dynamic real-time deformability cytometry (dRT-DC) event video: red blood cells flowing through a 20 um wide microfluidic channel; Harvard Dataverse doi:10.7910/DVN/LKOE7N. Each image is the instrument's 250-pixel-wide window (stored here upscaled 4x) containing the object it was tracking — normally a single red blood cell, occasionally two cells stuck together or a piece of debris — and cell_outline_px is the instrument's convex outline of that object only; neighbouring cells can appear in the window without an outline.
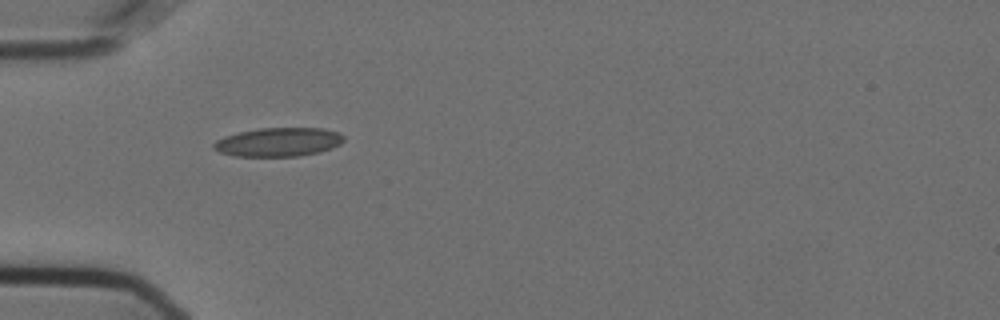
{"species": "Egyptian fruit bat (a non-hibernating species)", "species_latin": "Rousettus aegyptiacus", "temperature_condition": "cold", "stored_images_in_passage": 39, "camera_frame_rate_fps": 3000, "um_per_image_px": 0.085, "animal": {"sex": "female"}, "frame": {"image": 1, "passage_image": 1, "time_ms": 0.0, "image_size_px": [1000, 320], "cell_outline_px": [[344, 140], [340, 144], [332, 148], [320, 152], [300, 156], [232, 156], [220, 152], [212, 148], [212, 144], [216, 140], [224, 136], [240, 132], [260, 128], [324, 128], [336, 132], [344, 136]], "centroid_in_image_um": [23.65, 12.08], "position_along_channel_um": 61.3, "area_um2": 21.91}}
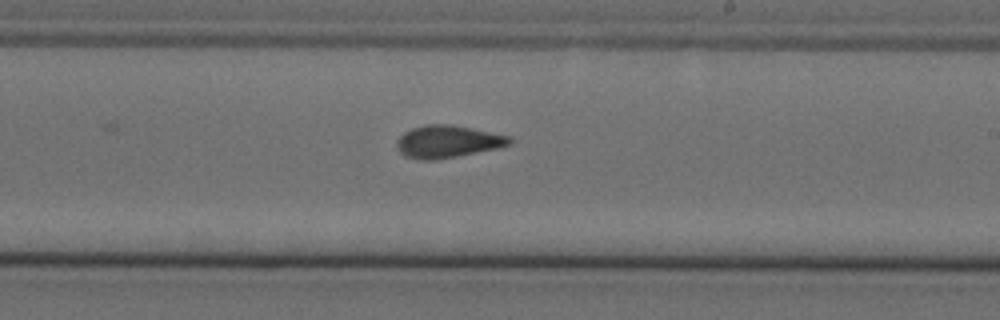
{"frame": {"image": 2, "passage_image": 17, "time_ms": 5.333, "image_size_px": [1000, 320], "cell_outline_px": [[512, 140], [508, 144], [496, 148], [456, 156], [432, 160], [420, 160], [408, 156], [400, 152], [396, 148], [396, 140], [404, 132], [412, 128], [424, 124], [452, 124], [512, 136]], "centroid_in_image_um": [38.02, 12.01], "position_along_channel_um": 251.0, "area_um2": 21.15}}
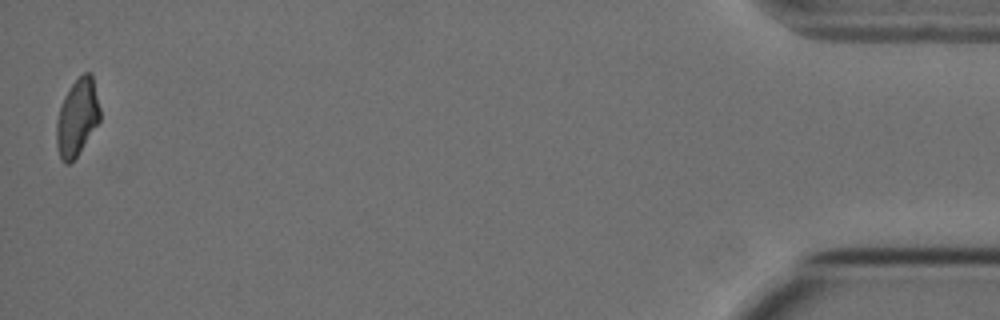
{"frame": {"image": 3, "passage_image": 39, "time_ms": 12.667, "image_size_px": [1000, 320], "cell_outline_px": [[100, 120], [76, 156], [68, 164], [64, 164], [60, 160], [56, 144], [56, 120], [64, 96], [72, 84], [84, 72], [92, 72], [100, 108]], "centroid_in_image_um": [6.55, 9.97], "position_along_channel_um": 428.6, "area_um2": 19.42}, "authors_computed_cell_mechanics": {"area_um2": 20.6924, "velocity_mm_per_s": 3.6158, "shape_relaxation_time_tau1_ms": null, "shape_relaxation_time_tau2_ms": 1.7281, "deformation_change_tau1": null, "deformation_change_tau2": 0.076}}